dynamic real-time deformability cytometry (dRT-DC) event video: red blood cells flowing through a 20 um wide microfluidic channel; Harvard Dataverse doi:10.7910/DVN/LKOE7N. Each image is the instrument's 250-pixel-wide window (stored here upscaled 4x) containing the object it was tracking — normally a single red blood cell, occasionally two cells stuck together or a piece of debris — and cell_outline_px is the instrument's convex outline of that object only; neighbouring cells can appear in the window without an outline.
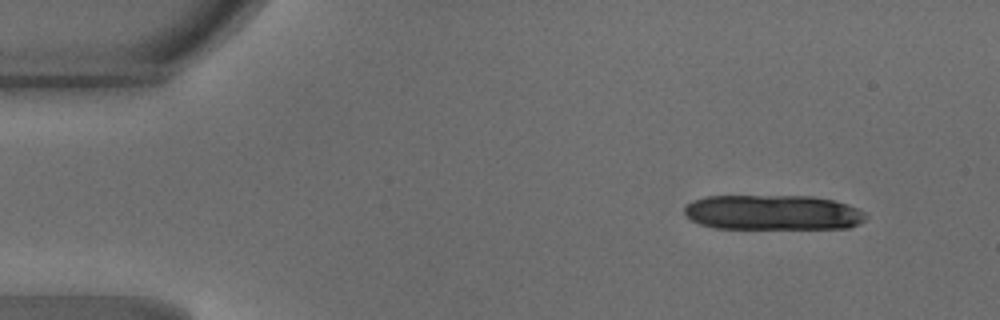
{"species": "common noctule bat (a hibernating species)", "species_latin": "Nyctalus noctula", "temperature_condition": "warm", "stored_images_in_passage": 11, "camera_frame_rate_fps": 3000, "um_per_image_px": 0.085, "animal": {"sex": "male", "body_mass_g": 18.8}, "frame": {"image": 1, "passage_image": 2, "time_ms": 0.333, "image_size_px": [1000, 320], "cell_outline_px": [[868, 216], [864, 220], [848, 228], [716, 228], [700, 224], [692, 220], [684, 212], [684, 208], [692, 200], [704, 196], [812, 196], [832, 200], [848, 204], [864, 212]], "centroid_in_image_um": [65.68, 18.05], "position_along_channel_um": 19.3, "area_um2": 36.99}}